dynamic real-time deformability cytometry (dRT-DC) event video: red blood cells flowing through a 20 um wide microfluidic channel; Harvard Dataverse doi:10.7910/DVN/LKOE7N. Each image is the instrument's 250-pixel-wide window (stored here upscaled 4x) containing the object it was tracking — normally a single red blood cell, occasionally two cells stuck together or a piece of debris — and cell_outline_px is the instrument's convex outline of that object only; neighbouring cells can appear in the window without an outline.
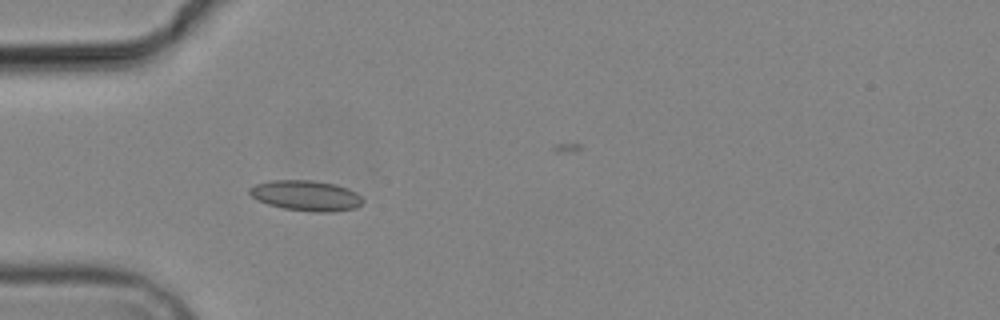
{"species": "common noctule bat (a hibernating species)", "species_latin": "Nyctalus noctula", "temperature_condition": "cold", "stored_images_in_passage": 4, "camera_frame_rate_fps": 3000, "um_per_image_px": 0.085, "animal": {"sex": "male", "body_mass_g": 19.2, "forearm_length_mm": 51.8}, "frame": {"image": 1, "passage_image": 4, "time_ms": 4.333, "image_size_px": [1000, 320], "cell_outline_px": [[364, 200], [356, 208], [328, 212], [316, 212], [284, 208], [268, 204], [256, 200], [248, 192], [248, 188], [256, 184], [272, 180], [312, 180], [336, 184], [348, 188], [356, 192]], "centroid_in_image_um": [26.01, 16.62], "position_along_channel_um": 59.0, "area_um2": 20.06}}